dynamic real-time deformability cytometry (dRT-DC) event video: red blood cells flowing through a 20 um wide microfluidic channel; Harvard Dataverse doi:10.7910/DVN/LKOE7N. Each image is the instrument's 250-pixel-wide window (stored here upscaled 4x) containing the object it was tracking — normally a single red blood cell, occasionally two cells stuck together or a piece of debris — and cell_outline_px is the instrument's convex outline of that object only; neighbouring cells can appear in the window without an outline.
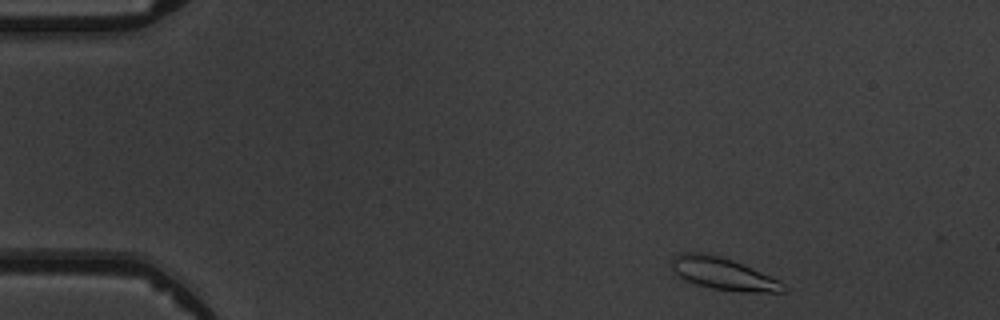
{"species": "common noctule bat (a hibernating species)", "species_latin": "Nyctalus noctula", "temperature_condition": "warm", "stored_images_in_passage": 4, "camera_frame_rate_fps": 3000, "um_per_image_px": 0.085, "animal": {"sex": "male", "body_mass_g": 19.5, "forearm_length_mm": 54.6}, "frame": {"image": 1, "passage_image": 1, "time_ms": 0.0, "image_size_px": [1000, 320], "cell_outline_px": [[788, 288], [784, 292], [740, 292], [712, 288], [696, 284], [680, 276], [672, 268], [672, 260], [680, 252], [700, 252], [720, 256], [732, 260], [780, 280]], "centroid_in_image_um": [61.52, 23.27], "position_along_channel_um": 23.5, "area_um2": 20.69}}